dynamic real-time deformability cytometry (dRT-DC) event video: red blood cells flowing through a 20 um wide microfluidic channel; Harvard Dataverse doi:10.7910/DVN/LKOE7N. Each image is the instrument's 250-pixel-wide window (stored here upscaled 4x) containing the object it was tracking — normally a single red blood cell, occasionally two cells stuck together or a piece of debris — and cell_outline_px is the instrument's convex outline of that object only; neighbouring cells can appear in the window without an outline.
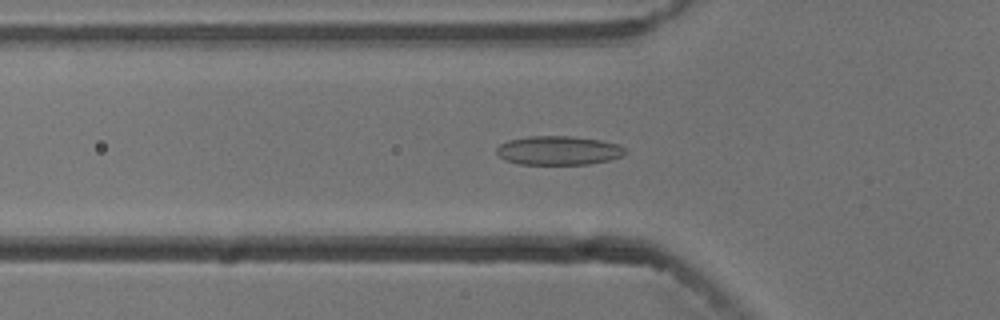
{"species": "common noctule bat (a hibernating species)", "species_latin": "Nyctalus noctula", "temperature_condition": "cold", "stored_images_in_passage": 53, "camera_frame_rate_fps": 3000, "um_per_image_px": 0.085, "animal": {"sex": "male", "body_mass_g": 13.3}, "frame": {"image": 1, "passage_image": 17, "time_ms": 5.333, "image_size_px": [1000, 320], "cell_outline_px": [[628, 152], [624, 156], [608, 160], [588, 164], [520, 164], [504, 160], [496, 152], [496, 148], [500, 144], [508, 140], [528, 136], [572, 136], [600, 140], [620, 144]], "centroid_in_image_um": [47.49, 12.78], "position_along_channel_um": 78.3, "area_um2": 21.85}}
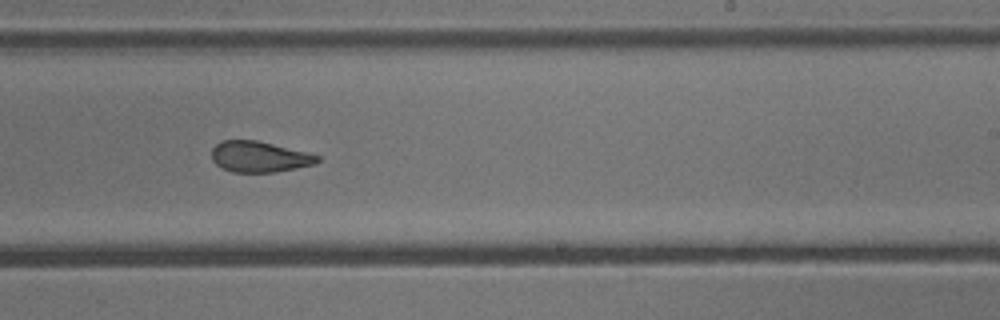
{"frame": {"image": 2, "passage_image": 32, "time_ms": 10.333, "image_size_px": [1000, 320], "cell_outline_px": [[320, 160], [316, 164], [276, 172], [232, 172], [216, 164], [212, 160], [212, 148], [220, 140], [256, 140], [308, 152], [320, 156]], "centroid_in_image_um": [22.06, 13.32], "position_along_channel_um": 266.9, "area_um2": 19.07}}
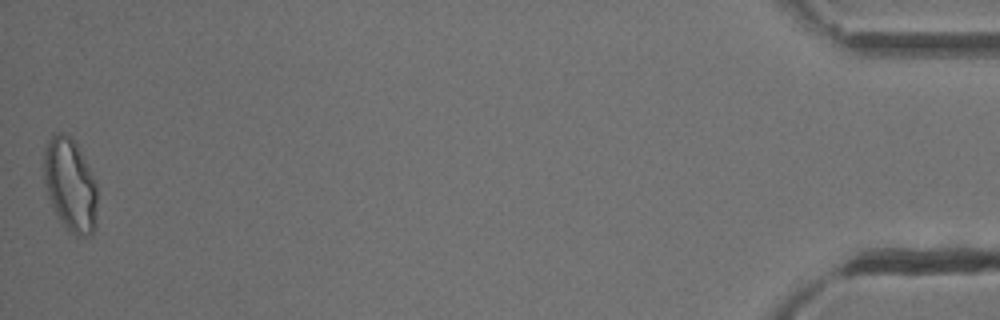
{"frame": {"image": 3, "passage_image": 53, "time_ms": 17.333, "image_size_px": [1000, 320], "cell_outline_px": [[96, 228], [92, 236], [76, 236], [68, 232], [60, 220], [48, 196], [44, 180], [44, 148], [52, 132], [68, 132], [72, 136], [96, 180]], "centroid_in_image_um": [5.97, 15.7], "position_along_channel_um": 429.2, "area_um2": 29.42}, "authors_computed_cell_mechanics": {"area_um2": 21.1548, "velocity_mm_per_s": 3.7531, "shape_relaxation_time_tau1_ms": 7.1472, "shape_relaxation_time_tau2_ms": 2.2703, "deformation_change_tau1": 0.151, "deformation_change_tau2": 0.0836}}